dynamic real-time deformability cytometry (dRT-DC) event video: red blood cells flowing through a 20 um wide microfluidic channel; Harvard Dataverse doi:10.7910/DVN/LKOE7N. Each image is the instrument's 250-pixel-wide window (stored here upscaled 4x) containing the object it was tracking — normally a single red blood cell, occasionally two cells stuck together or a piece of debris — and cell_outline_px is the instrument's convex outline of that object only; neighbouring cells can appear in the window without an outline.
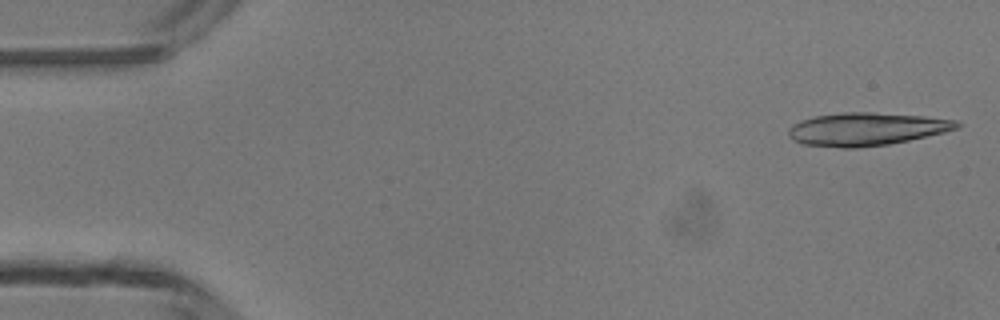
{"species": "common noctule bat (a hibernating species)", "species_latin": "Nyctalus noctula", "temperature_condition": "room temperature", "stored_images_in_passage": 4, "camera_frame_rate_fps": 3000, "um_per_image_px": 0.085, "animal": {"sex": "male", "body_mass_g": 13.3}, "frame": {"image": 1, "passage_image": 1, "time_ms": 0.0, "image_size_px": [1000, 320], "cell_outline_px": [[960, 128], [944, 132], [908, 140], [888, 144], [856, 148], [840, 148], [800, 144], [792, 140], [788, 136], [788, 128], [792, 124], [800, 120], [816, 116], [844, 112], [872, 112], [924, 116], [956, 120], [960, 124]], "centroid_in_image_um": [73.59, 10.97], "position_along_channel_um": 11.4, "area_um2": 32.48}}